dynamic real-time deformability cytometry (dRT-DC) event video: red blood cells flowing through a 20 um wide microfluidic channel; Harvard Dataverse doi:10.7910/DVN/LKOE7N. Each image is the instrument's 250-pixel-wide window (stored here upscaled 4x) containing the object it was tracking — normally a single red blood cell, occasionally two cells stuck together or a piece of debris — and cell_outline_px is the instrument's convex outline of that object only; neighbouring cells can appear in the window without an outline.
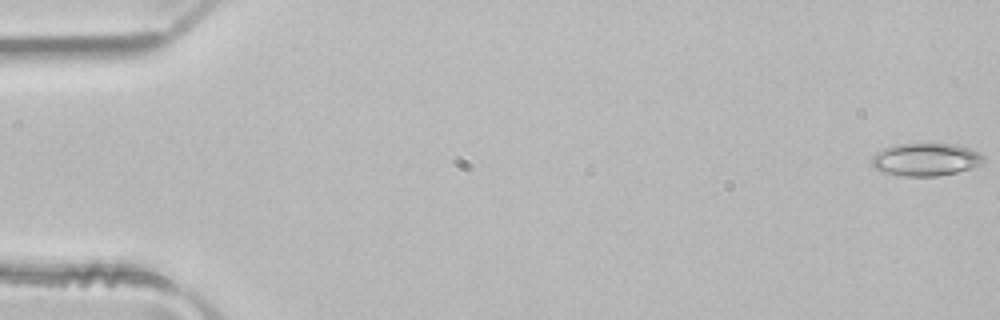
{"species": "common noctule bat (a hibernating species)", "species_latin": "Nyctalus noctula", "temperature_condition": "room temperature", "stored_images_in_passage": 6, "camera_frame_rate_fps": 3000, "um_per_image_px": 0.085, "animal": {"sex": "male", "body_mass_g": 21.5, "forearm_length_mm": 52.0}, "frame": {"image": 1, "passage_image": 1, "time_ms": 0.0, "image_size_px": [1000, 320], "cell_outline_px": [[984, 164], [972, 168], [956, 172], [936, 176], [904, 176], [884, 172], [876, 168], [872, 164], [872, 156], [876, 152], [884, 148], [896, 144], [956, 144], [980, 152], [984, 156]], "centroid_in_image_um": [78.72, 13.55], "position_along_channel_um": 6.3, "area_um2": 21.33}}
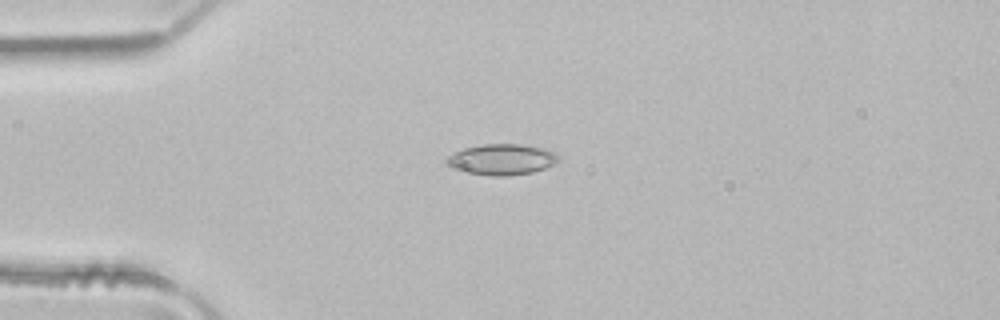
{"frame": {"image": 2, "passage_image": 4, "time_ms": 1.0, "image_size_px": [1000, 320], "cell_outline_px": [[560, 160], [544, 168], [532, 172], [504, 176], [492, 176], [460, 172], [452, 168], [444, 160], [452, 152], [464, 148], [484, 144], [520, 144], [544, 148], [556, 152], [560, 156]], "centroid_in_image_um": [42.62, 13.55], "position_along_channel_um": 42.4, "area_um2": 20.35}}
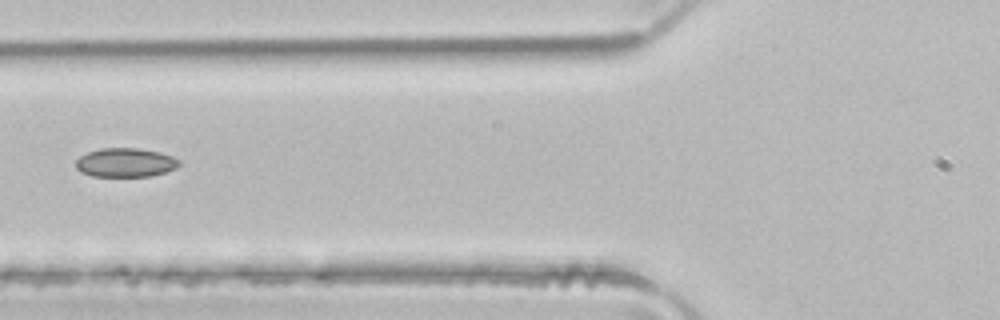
{"frame": {"image": 3, "passage_image": 6, "time_ms": 1.667, "image_size_px": [1000, 320], "cell_outline_px": [[180, 164], [176, 168], [152, 176], [92, 176], [80, 172], [76, 168], [76, 160], [80, 156], [88, 152], [100, 148], [136, 148], [160, 152], [172, 156], [180, 160]], "centroid_in_image_um": [10.66, 13.82], "position_along_channel_um": 115.1, "area_um2": 17.46}}